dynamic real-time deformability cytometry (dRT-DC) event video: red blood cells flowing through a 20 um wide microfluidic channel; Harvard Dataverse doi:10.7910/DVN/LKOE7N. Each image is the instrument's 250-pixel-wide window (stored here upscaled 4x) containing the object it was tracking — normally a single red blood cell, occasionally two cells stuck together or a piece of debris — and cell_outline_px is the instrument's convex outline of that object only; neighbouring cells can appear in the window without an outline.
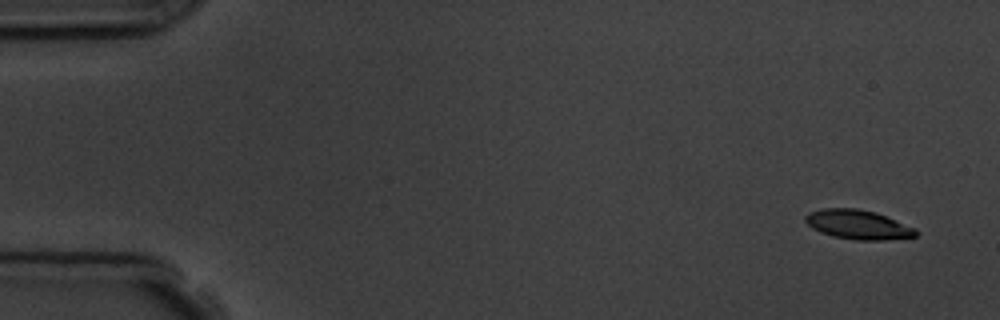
{"species": "common noctule bat (a hibernating species)", "species_latin": "Nyctalus noctula", "temperature_condition": "room temperature", "stored_images_in_passage": 6, "camera_frame_rate_fps": 3000, "um_per_image_px": 0.085, "animal": {"sex": "male", "body_mass_g": 19.5, "forearm_length_mm": 54.6}, "frame": {"image": 1, "passage_image": 1, "time_ms": 0.0, "image_size_px": [1000, 320], "cell_outline_px": [[920, 232], [916, 236], [884, 240], [856, 240], [832, 236], [820, 232], [812, 228], [804, 220], [804, 216], [808, 212], [824, 208], [856, 208], [876, 212], [916, 228]], "centroid_in_image_um": [72.93, 19.09], "position_along_channel_um": 12.1, "area_um2": 19.02}}
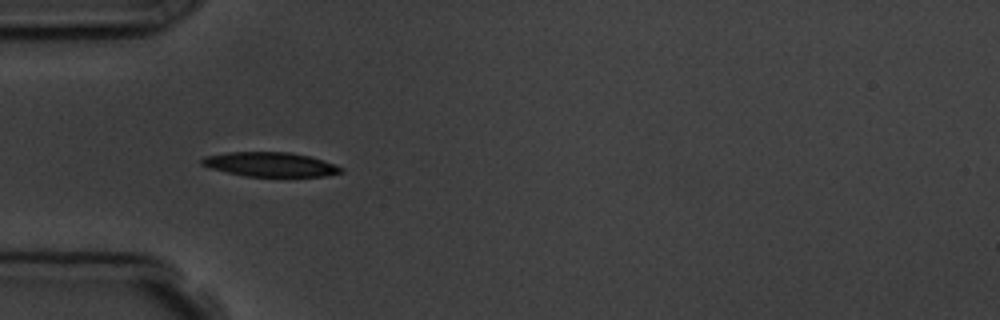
{"frame": {"image": 2, "passage_image": 5, "time_ms": 4.667, "image_size_px": [1000, 320], "cell_outline_px": [[344, 172], [324, 176], [244, 176], [212, 168], [200, 164], [200, 160], [204, 156], [228, 152], [288, 152], [312, 156], [324, 160], [344, 168]], "centroid_in_image_um": [23.0, 13.97], "position_along_channel_um": 62.0, "area_um2": 19.77}}